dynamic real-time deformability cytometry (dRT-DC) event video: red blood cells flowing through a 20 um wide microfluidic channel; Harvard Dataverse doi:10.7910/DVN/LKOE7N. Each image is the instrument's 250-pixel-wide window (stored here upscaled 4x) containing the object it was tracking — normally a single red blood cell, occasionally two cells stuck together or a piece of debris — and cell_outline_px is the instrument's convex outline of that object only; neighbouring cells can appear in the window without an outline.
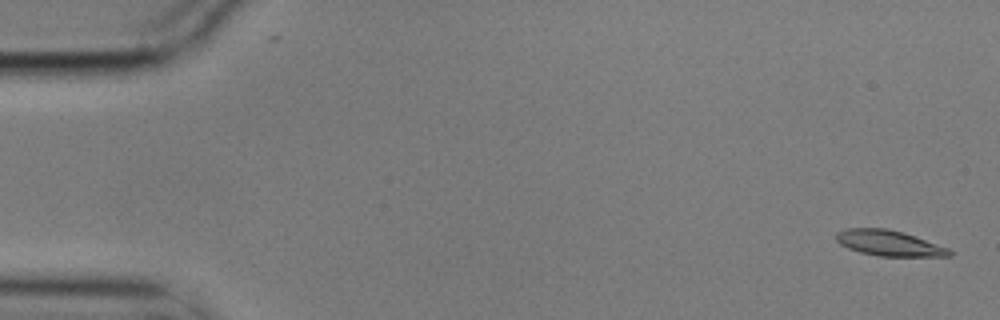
{"species": "common noctule bat (a hibernating species)", "species_latin": "Nyctalus noctula", "temperature_condition": "cold", "stored_images_in_passage": 57, "camera_frame_rate_fps": 3000, "um_per_image_px": 0.085, "animal": {"sex": "male", "body_mass_g": 17.9}, "frame": {"image": 1, "passage_image": 2, "time_ms": 0.333, "image_size_px": [1000, 320], "cell_outline_px": [[952, 256], [880, 256], [860, 252], [848, 248], [840, 244], [836, 240], [836, 232], [848, 228], [888, 228], [904, 232], [916, 236], [948, 248], [952, 252]], "centroid_in_image_um": [75.56, 20.65], "position_along_channel_um": 9.4, "area_um2": 16.88}}
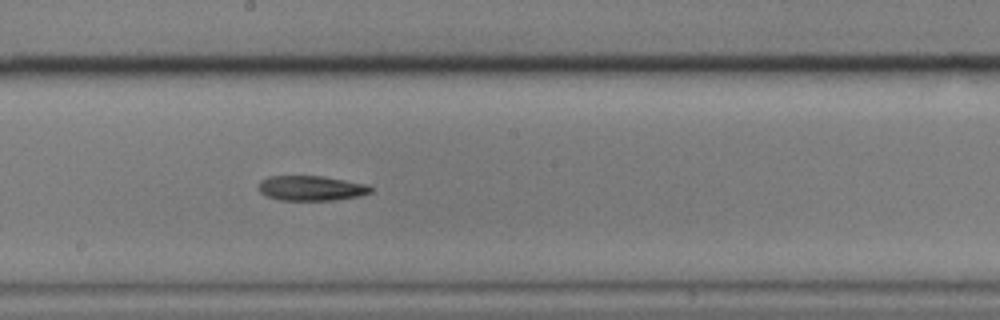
{"frame": {"image": 2, "passage_image": 31, "time_ms": 10.0, "image_size_px": [1000, 320], "cell_outline_px": [[372, 192], [360, 196], [332, 200], [280, 200], [268, 196], [260, 192], [260, 180], [268, 176], [320, 176], [368, 184], [372, 188]], "centroid_in_image_um": [26.47, 15.99], "position_along_channel_um": 221.7, "area_um2": 16.18}}
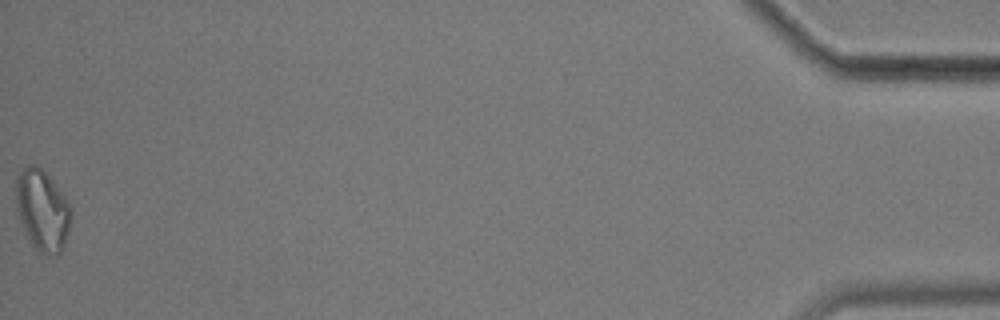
{"frame": {"image": 3, "passage_image": 57, "time_ms": 18.667, "image_size_px": [1000, 320], "cell_outline_px": [[72, 220], [64, 244], [60, 252], [56, 256], [48, 256], [40, 252], [32, 244], [20, 220], [16, 208], [16, 176], [28, 164], [36, 164], [56, 184], [72, 208]], "centroid_in_image_um": [3.62, 17.87], "position_along_channel_um": 431.6, "area_um2": 26.01}}